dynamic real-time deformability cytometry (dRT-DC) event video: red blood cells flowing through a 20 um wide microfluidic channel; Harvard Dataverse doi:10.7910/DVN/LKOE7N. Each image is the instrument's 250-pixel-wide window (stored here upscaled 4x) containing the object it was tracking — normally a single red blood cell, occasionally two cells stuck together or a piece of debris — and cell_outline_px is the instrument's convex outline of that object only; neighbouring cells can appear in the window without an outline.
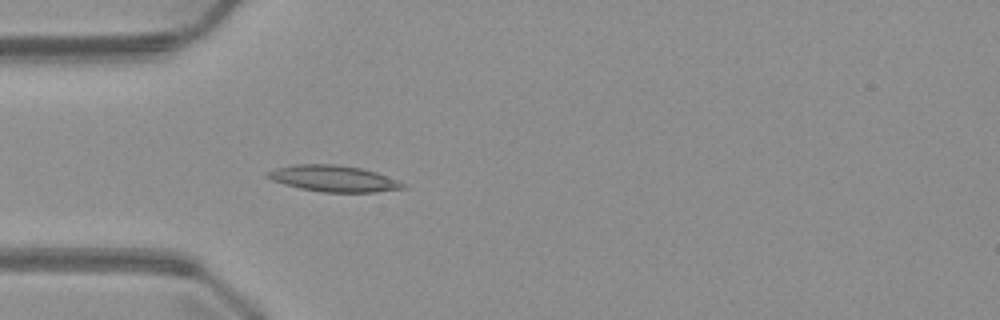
{"species": "common noctule bat (a hibernating species)", "species_latin": "Nyctalus noctula", "temperature_condition": "warm", "stored_images_in_passage": 50, "camera_frame_rate_fps": 3000, "um_per_image_px": 0.085, "animal": {"sex": "male", "body_mass_g": 23.1, "forearm_length_mm": 52.7}, "frame": {"image": 1, "passage_image": 14, "time_ms": 4.333, "image_size_px": [1000, 320], "cell_outline_px": [[408, 188], [376, 192], [324, 192], [300, 188], [284, 184], [272, 180], [264, 176], [264, 172], [276, 168], [292, 164], [336, 164], [360, 168], [376, 172], [408, 184]], "centroid_in_image_um": [28.35, 15.17], "position_along_channel_um": 56.6, "area_um2": 20.92}}
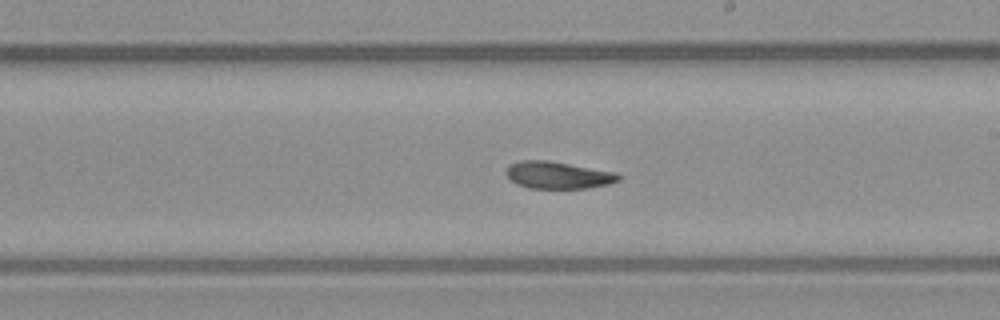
{"frame": {"image": 2, "passage_image": 28, "time_ms": 9.0, "image_size_px": [1000, 320], "cell_outline_px": [[620, 180], [608, 184], [588, 188], [528, 188], [516, 184], [504, 172], [508, 164], [520, 160], [548, 160], [616, 172], [620, 176]], "centroid_in_image_um": [47.4, 14.88], "position_along_channel_um": 241.6, "area_um2": 17.86}}
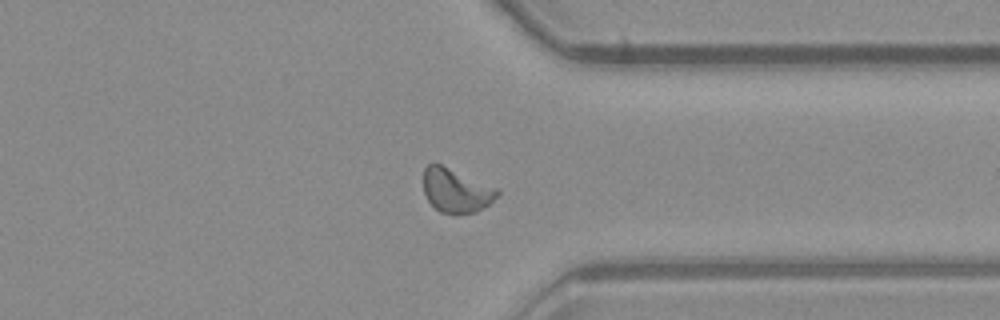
{"frame": {"image": 3, "passage_image": 38, "time_ms": 12.333, "image_size_px": [1000, 320], "cell_outline_px": [[500, 192], [488, 204], [476, 212], [456, 216], [440, 212], [428, 200], [424, 192], [424, 168], [428, 164], [440, 164], [500, 188]], "centroid_in_image_um": [38.78, 16.21], "position_along_channel_um": 372.6, "area_um2": 19.07}}